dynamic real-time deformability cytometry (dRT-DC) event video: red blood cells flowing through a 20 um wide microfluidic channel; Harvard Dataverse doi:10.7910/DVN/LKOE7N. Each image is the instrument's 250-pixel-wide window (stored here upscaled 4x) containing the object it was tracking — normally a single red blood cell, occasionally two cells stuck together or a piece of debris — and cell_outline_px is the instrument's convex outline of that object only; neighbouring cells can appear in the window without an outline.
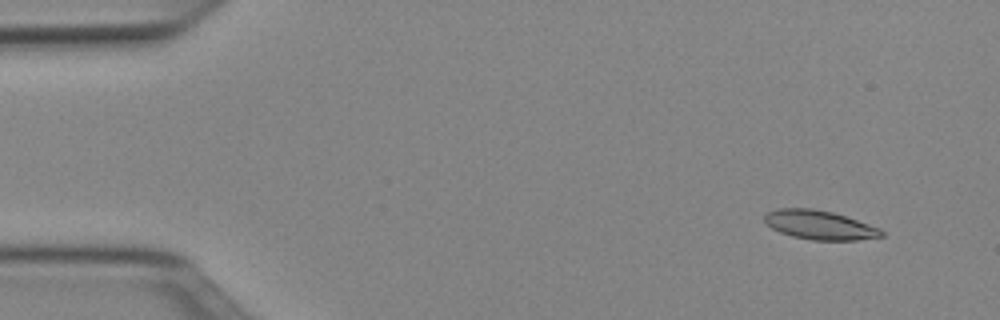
{"species": "Egyptian fruit bat (a non-hibernating species)", "species_latin": "Rousettus aegyptiacus", "temperature_condition": "cold", "stored_images_in_passage": 50, "camera_frame_rate_fps": 3000, "um_per_image_px": 0.085, "animal": {"sex": "female"}, "frame": {"image": 1, "passage_image": 3, "time_ms": 0.667, "image_size_px": [1000, 320], "cell_outline_px": [[884, 236], [856, 240], [812, 240], [792, 236], [780, 232], [772, 228], [764, 220], [764, 216], [768, 212], [776, 208], [812, 208], [832, 212], [880, 228], [884, 232]], "centroid_in_image_um": [69.65, 19.12], "position_along_channel_um": 15.3, "area_um2": 19.65}}
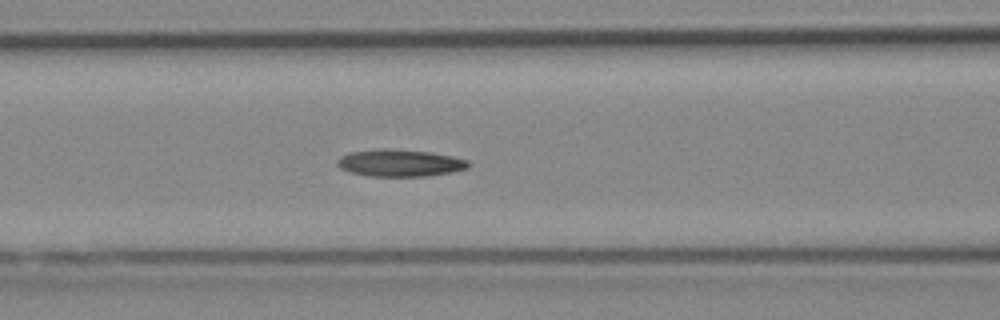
{"frame": {"image": 2, "passage_image": 20, "time_ms": 6.333, "image_size_px": [1000, 320], "cell_outline_px": [[468, 168], [452, 172], [428, 176], [368, 176], [352, 172], [340, 168], [336, 164], [336, 160], [340, 156], [348, 152], [380, 148], [384, 148], [432, 152], [452, 156], [468, 160]], "centroid_in_image_um": [33.96, 13.84], "position_along_channel_um": 132.6, "area_um2": 20.81}}
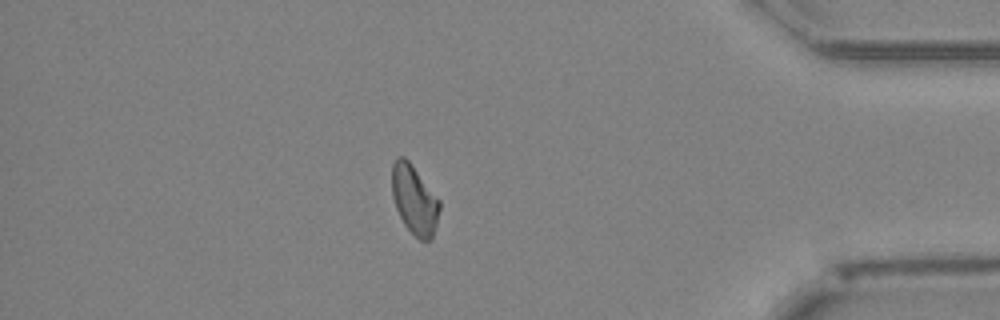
{"frame": {"image": 3, "passage_image": 43, "time_ms": 14.0, "image_size_px": [1000, 320], "cell_outline_px": [[440, 208], [432, 240], [420, 240], [404, 224], [396, 208], [392, 196], [392, 164], [396, 156], [404, 156], [408, 160], [440, 200]], "centroid_in_image_um": [35.22, 16.96], "position_along_channel_um": 400.0, "area_um2": 19.07}}